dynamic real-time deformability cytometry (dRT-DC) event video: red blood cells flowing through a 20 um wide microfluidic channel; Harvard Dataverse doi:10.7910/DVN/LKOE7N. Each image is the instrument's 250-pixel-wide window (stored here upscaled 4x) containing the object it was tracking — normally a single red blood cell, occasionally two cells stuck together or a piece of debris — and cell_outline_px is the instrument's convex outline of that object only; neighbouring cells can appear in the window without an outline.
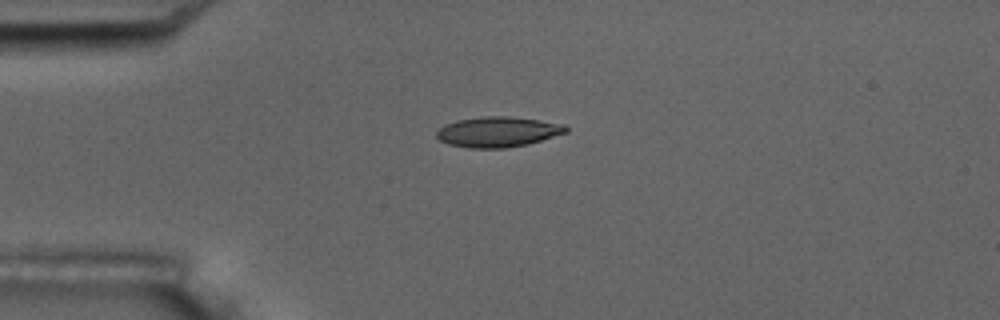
{"species": "common noctule bat (a hibernating species)", "species_latin": "Nyctalus noctula", "temperature_condition": "room temperature", "stored_images_in_passage": 3, "camera_frame_rate_fps": 3000, "um_per_image_px": 0.085, "animal": {"sex": "male", "body_mass_g": 17.5, "forearm_length_mm": 52.3}, "frame": {"image": 1, "passage_image": 1, "time_ms": 0.0, "image_size_px": [1000, 320], "cell_outline_px": [[568, 132], [528, 144], [504, 148], [468, 148], [448, 144], [440, 140], [436, 136], [436, 132], [444, 124], [456, 120], [480, 116], [508, 116], [540, 120], [564, 124], [568, 128]], "centroid_in_image_um": [42.3, 11.2], "position_along_channel_um": 42.7, "area_um2": 23.0}}